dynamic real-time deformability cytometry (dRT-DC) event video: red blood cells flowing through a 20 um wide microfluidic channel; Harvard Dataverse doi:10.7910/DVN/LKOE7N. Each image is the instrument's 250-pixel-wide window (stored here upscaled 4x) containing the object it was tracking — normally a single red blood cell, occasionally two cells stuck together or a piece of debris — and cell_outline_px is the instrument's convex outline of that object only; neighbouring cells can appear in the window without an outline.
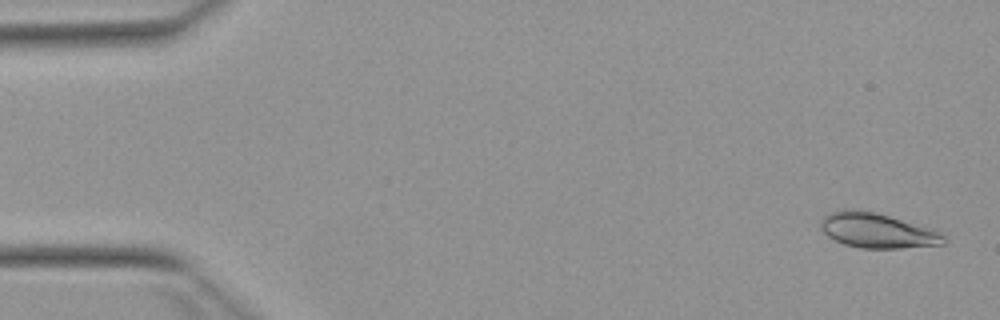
{"species": "Egyptian fruit bat (a non-hibernating species)", "species_latin": "Rousettus aegyptiacus", "temperature_condition": "warm", "stored_images_in_passage": 48, "camera_frame_rate_fps": 3000, "um_per_image_px": 0.085, "animal": {"sex": "female"}, "frame": {"image": 1, "passage_image": 2, "time_ms": 0.333, "image_size_px": [1000, 320], "cell_outline_px": [[944, 244], [900, 248], [860, 248], [844, 244], [828, 236], [820, 228], [820, 220], [824, 216], [832, 212], [844, 208], [876, 212], [936, 232], [944, 236]], "centroid_in_image_um": [74.45, 19.6], "position_along_channel_um": 10.6, "area_um2": 24.28}}
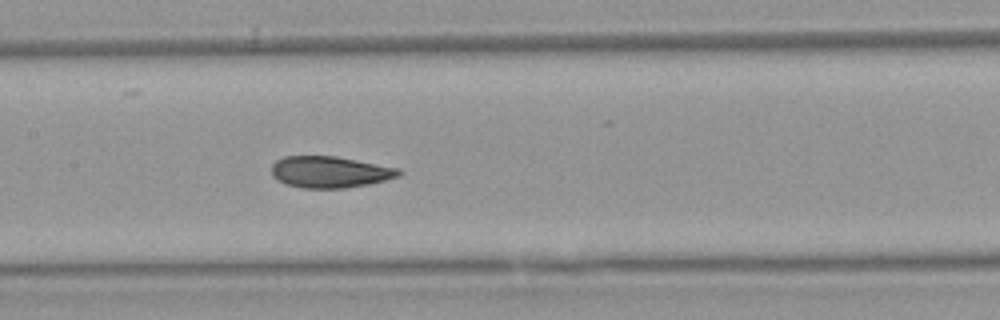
{"frame": {"image": 2, "passage_image": 25, "time_ms": 8.0, "image_size_px": [1000, 320], "cell_outline_px": [[404, 172], [400, 176], [368, 184], [344, 188], [304, 188], [288, 184], [276, 180], [272, 176], [272, 164], [276, 160], [284, 156], [336, 156], [400, 168]], "centroid_in_image_um": [28.05, 14.61], "position_along_channel_um": 179.3, "area_um2": 23.41}}
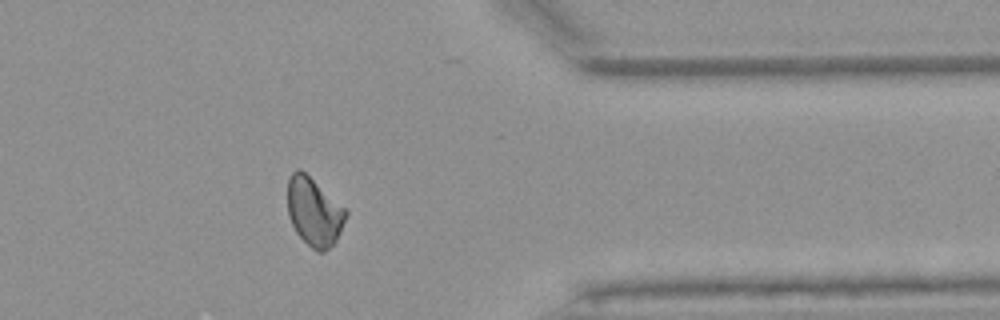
{"frame": {"image": 3, "passage_image": 42, "time_ms": 13.667, "image_size_px": [1000, 320], "cell_outline_px": [[348, 212], [340, 232], [336, 240], [324, 252], [316, 252], [296, 232], [288, 216], [288, 180], [292, 172], [296, 168], [300, 168], [344, 208]], "centroid_in_image_um": [26.67, 18.01], "position_along_channel_um": 384.7, "area_um2": 22.77}}